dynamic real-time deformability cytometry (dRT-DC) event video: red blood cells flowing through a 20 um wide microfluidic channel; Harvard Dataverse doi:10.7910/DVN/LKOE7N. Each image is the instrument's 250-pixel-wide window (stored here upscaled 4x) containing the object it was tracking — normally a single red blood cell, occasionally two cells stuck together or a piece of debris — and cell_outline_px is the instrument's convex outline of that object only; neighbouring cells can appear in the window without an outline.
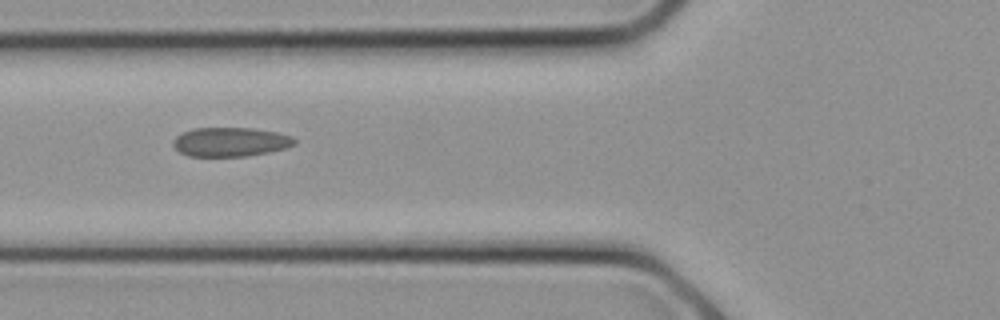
{"species": "common noctule bat (a hibernating species)", "species_latin": "Nyctalus noctula", "temperature_condition": "cold", "stored_images_in_passage": 8, "camera_frame_rate_fps": 3000, "um_per_image_px": 0.085, "animal": {"sex": "female", "body_mass_g": 21.9}, "frame": {"image": 1, "passage_image": 7, "time_ms": 2.0, "image_size_px": [1000, 320], "cell_outline_px": [[296, 144], [288, 148], [248, 156], [188, 156], [180, 152], [172, 144], [172, 140], [176, 136], [184, 132], [196, 128], [252, 128], [276, 132], [292, 136], [296, 140]], "centroid_in_image_um": [19.61, 12.07], "position_along_channel_um": 106.2, "area_um2": 20.63}}